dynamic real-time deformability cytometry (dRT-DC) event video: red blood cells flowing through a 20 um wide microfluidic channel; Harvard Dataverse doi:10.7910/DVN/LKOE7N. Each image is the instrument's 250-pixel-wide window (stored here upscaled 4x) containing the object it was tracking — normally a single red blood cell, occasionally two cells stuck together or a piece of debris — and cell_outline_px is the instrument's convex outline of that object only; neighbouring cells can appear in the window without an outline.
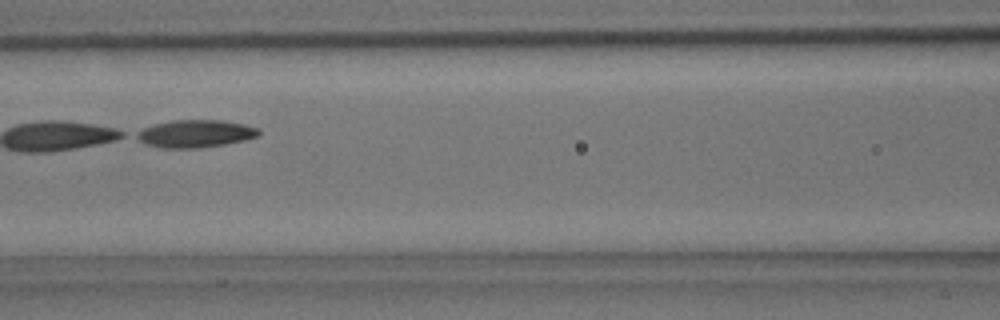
{"species": "common noctule bat (a hibernating species)", "species_latin": "Nyctalus noctula", "temperature_condition": "room temperature", "stored_images_in_passage": 5, "camera_frame_rate_fps": 3000, "um_per_image_px": 0.085, "animal": {"sex": "male", "body_mass_g": 15.6}, "frame": {"image": 1, "passage_image": 4, "time_ms": 3.333, "image_size_px": [1000, 320], "cell_outline_px": [[260, 136], [244, 140], [224, 144], [196, 148], [164, 148], [144, 144], [132, 136], [136, 132], [144, 128], [156, 124], [172, 120], [220, 120], [244, 124], [260, 128]], "centroid_in_image_um": [16.59, 11.36], "position_along_channel_um": 150.0, "area_um2": 19.71}}